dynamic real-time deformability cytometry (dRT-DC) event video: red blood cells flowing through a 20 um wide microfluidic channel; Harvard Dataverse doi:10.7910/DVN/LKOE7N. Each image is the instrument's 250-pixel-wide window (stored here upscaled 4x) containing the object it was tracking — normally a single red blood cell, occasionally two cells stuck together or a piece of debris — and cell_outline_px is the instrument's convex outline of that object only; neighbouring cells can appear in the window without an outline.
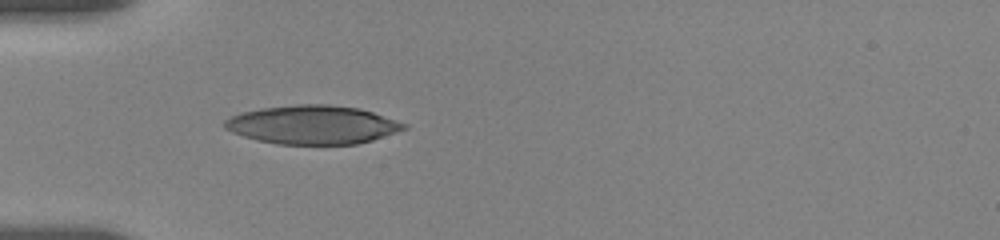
{"species": "human", "species_latin": "Homo sapiens", "temperature_condition": "room temperature", "stored_images_in_passage": 6, "camera_frame_rate_fps": 3000, "um_per_image_px": 0.085, "donor": {"sex": "female"}, "frame": {"image": 1, "passage_image": 2, "time_ms": 0.667, "image_size_px": [1000, 240], "cell_outline_px": [[408, 128], [372, 140], [356, 144], [276, 144], [256, 140], [232, 132], [224, 128], [224, 120], [240, 112], [260, 108], [296, 104], [328, 104], [360, 108], [408, 124]], "centroid_in_image_um": [26.55, 10.6], "position_along_channel_um": 58.4, "area_um2": 40.46}}
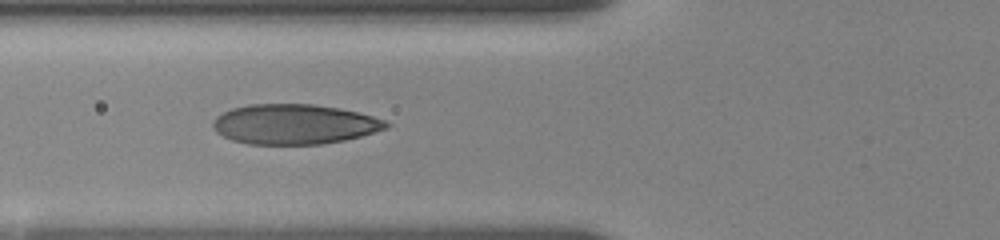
{"frame": {"image": 2, "passage_image": 4, "time_ms": 2.0, "image_size_px": [1000, 240], "cell_outline_px": [[392, 124], [388, 128], [360, 136], [344, 140], [320, 144], [248, 144], [232, 140], [216, 132], [212, 128], [212, 124], [216, 116], [232, 108], [248, 104], [312, 104], [336, 108], [356, 112], [372, 116], [384, 120]], "centroid_in_image_um": [24.99, 10.56], "position_along_channel_um": 100.8, "area_um2": 40.23}}
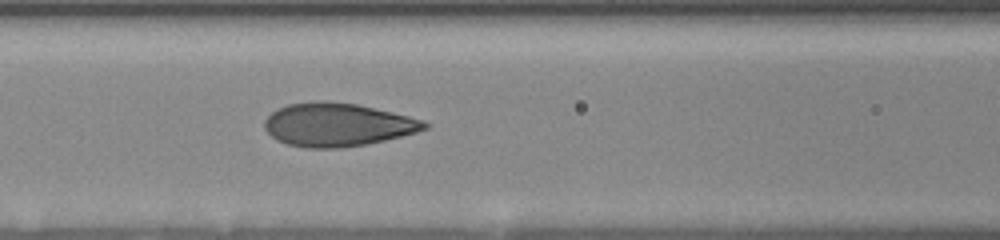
{"frame": {"image": 3, "passage_image": 6, "time_ms": 3.0, "image_size_px": [1000, 240], "cell_outline_px": [[432, 124], [428, 128], [416, 132], [368, 144], [340, 148], [304, 148], [288, 144], [276, 140], [264, 128], [264, 120], [272, 112], [288, 104], [320, 100], [324, 100], [356, 104], [392, 112], [424, 120]], "centroid_in_image_um": [28.69, 10.6], "position_along_channel_um": 137.9, "area_um2": 40.4}}